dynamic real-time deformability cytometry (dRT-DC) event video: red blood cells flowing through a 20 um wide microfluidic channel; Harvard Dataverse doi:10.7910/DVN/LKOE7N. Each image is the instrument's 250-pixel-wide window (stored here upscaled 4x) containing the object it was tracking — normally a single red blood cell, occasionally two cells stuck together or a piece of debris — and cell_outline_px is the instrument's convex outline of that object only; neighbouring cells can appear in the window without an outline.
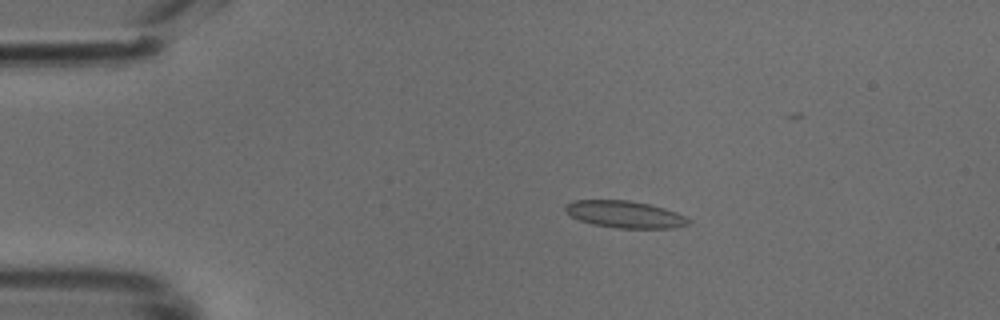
{"species": "common noctule bat (a hibernating species)", "species_latin": "Nyctalus noctula", "temperature_condition": "cold", "stored_images_in_passage": 39, "camera_frame_rate_fps": 3000, "um_per_image_px": 0.085, "animal": {"sex": "male", "body_mass_g": 18.8}, "frame": {"image": 1, "passage_image": 9, "time_ms": 2.667, "image_size_px": [1000, 320], "cell_outline_px": [[692, 224], [676, 228], [616, 228], [592, 224], [580, 220], [564, 212], [564, 204], [572, 200], [628, 200], [648, 204], [664, 208], [676, 212], [692, 220]], "centroid_in_image_um": [53.11, 18.22], "position_along_channel_um": 31.9, "area_um2": 19.59}}
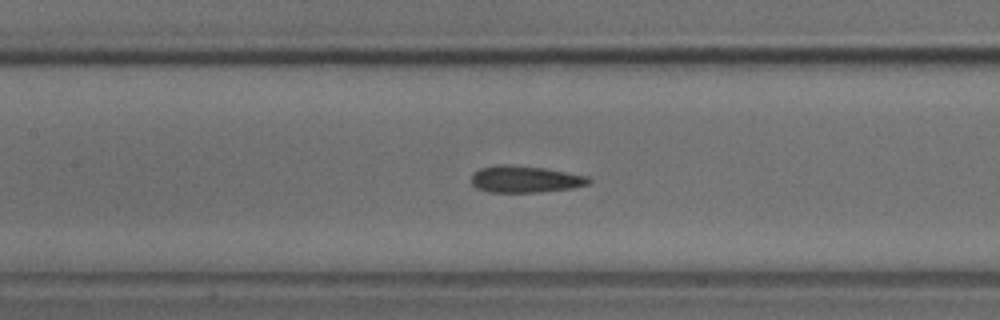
{"frame": {"image": 2, "passage_image": 22, "time_ms": 7.0, "image_size_px": [1000, 320], "cell_outline_px": [[592, 180], [588, 184], [572, 188], [540, 192], [488, 192], [476, 188], [472, 184], [472, 172], [480, 168], [496, 164], [508, 164], [544, 168], [588, 176]], "centroid_in_image_um": [44.6, 15.23], "position_along_channel_um": 162.8, "area_um2": 18.44}}
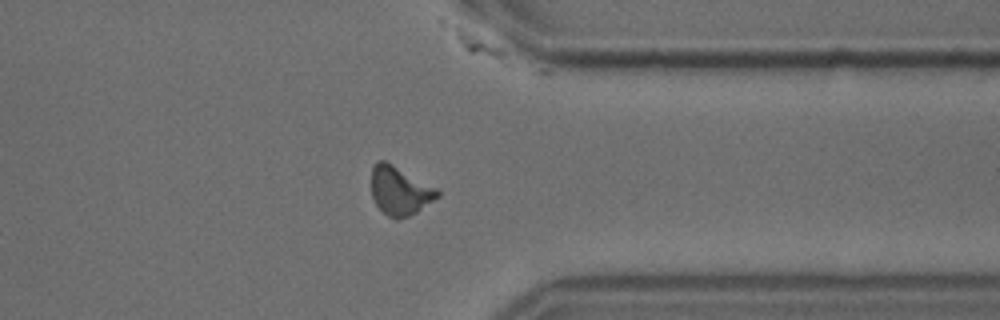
{"frame": {"image": 3, "passage_image": 38, "time_ms": 12.333, "image_size_px": [1000, 320], "cell_outline_px": [[440, 196], [416, 212], [408, 216], [396, 220], [388, 216], [376, 204], [372, 196], [372, 164], [376, 160], [384, 160], [392, 164], [436, 188], [440, 192]], "centroid_in_image_um": [33.96, 16.21], "position_along_channel_um": 377.4, "area_um2": 18.5}}